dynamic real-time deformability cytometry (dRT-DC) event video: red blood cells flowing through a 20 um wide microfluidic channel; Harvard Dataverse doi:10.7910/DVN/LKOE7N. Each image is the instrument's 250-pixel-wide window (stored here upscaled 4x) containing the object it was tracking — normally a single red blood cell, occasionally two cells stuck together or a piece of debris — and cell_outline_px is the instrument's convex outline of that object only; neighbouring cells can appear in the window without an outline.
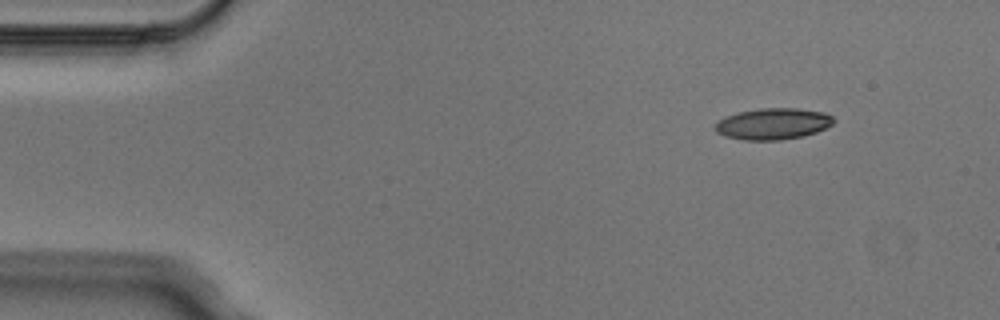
{"species": "Egyptian fruit bat (a non-hibernating species)", "species_latin": "Rousettus aegyptiacus", "temperature_condition": "cold", "stored_images_in_passage": 5, "camera_frame_rate_fps": 3000, "um_per_image_px": 0.085, "animal": {"sex": "male"}, "frame": {"image": 1, "passage_image": 1, "time_ms": 0.0, "image_size_px": [1000, 320], "cell_outline_px": [[836, 120], [832, 124], [816, 132], [804, 136], [780, 140], [744, 140], [724, 136], [716, 132], [716, 124], [724, 116], [740, 112], [760, 108], [796, 108], [824, 112], [832, 116]], "centroid_in_image_um": [65.72, 10.52], "position_along_channel_um": 19.3, "area_um2": 21.62}}
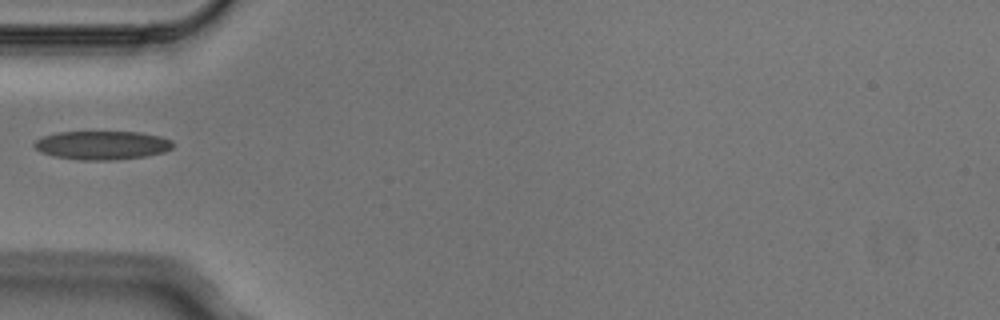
{"frame": {"image": 2, "passage_image": 4, "time_ms": 1.0, "image_size_px": [1000, 320], "cell_outline_px": [[172, 148], [164, 152], [144, 156], [112, 160], [80, 160], [56, 156], [40, 152], [32, 144], [36, 140], [44, 136], [56, 132], [140, 132], [160, 136], [172, 140]], "centroid_in_image_um": [8.67, 12.34], "position_along_channel_um": 76.3, "area_um2": 23.06}}
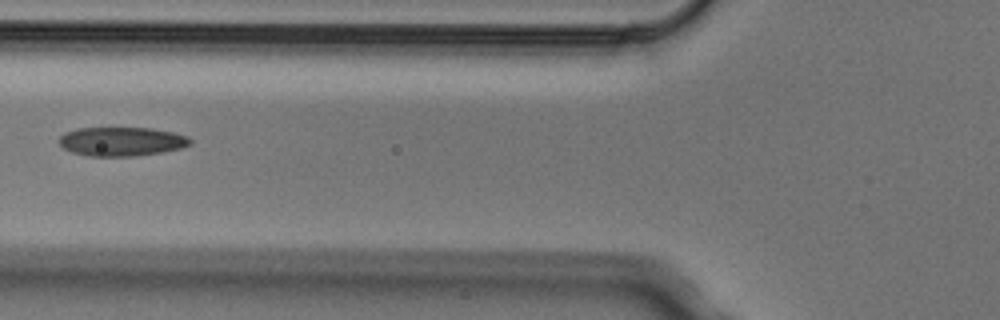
{"frame": {"image": 3, "passage_image": 5, "time_ms": 1.333, "image_size_px": [1000, 320], "cell_outline_px": [[192, 144], [180, 148], [160, 152], [136, 156], [88, 156], [72, 152], [64, 148], [60, 144], [60, 136], [64, 132], [76, 128], [152, 128], [172, 132], [188, 136], [192, 140]], "centroid_in_image_um": [10.34, 12.02], "position_along_channel_um": 115.5, "area_um2": 22.14}}